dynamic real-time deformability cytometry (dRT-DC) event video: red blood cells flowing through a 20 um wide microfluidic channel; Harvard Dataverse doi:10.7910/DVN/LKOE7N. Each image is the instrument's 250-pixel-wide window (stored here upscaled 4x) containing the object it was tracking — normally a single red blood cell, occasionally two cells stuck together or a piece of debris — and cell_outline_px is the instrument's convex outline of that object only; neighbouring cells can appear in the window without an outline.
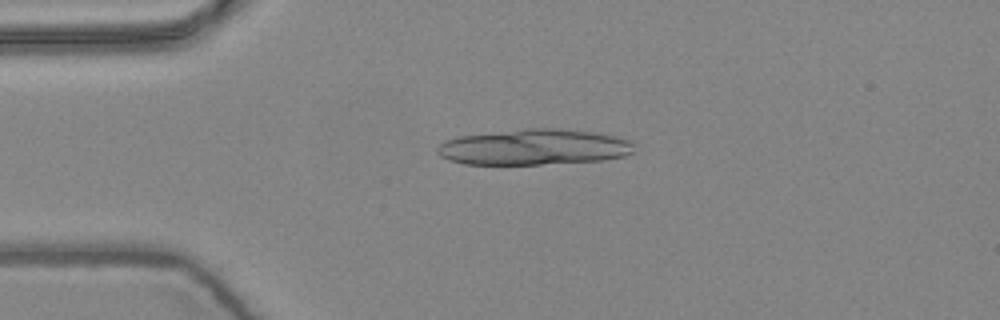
{"species": "common noctule bat (a hibernating species)", "species_latin": "Nyctalus noctula", "temperature_condition": "warm", "stored_images_in_passage": 5, "camera_frame_rate_fps": 3000, "um_per_image_px": 0.085, "animal": {"sex": "female", "body_mass_g": 24.6, "forearm_length_mm": 56.2}, "frame": {"image": 1, "passage_image": 4, "time_ms": 1.0, "image_size_px": [1000, 320], "cell_outline_px": [[636, 152], [624, 156], [604, 160], [540, 164], [464, 164], [448, 160], [440, 156], [436, 152], [436, 148], [444, 140], [460, 136], [524, 128], [556, 128], [592, 132], [616, 136], [628, 140], [636, 144]], "centroid_in_image_um": [45.41, 12.5], "position_along_channel_um": 39.6, "area_um2": 41.33}}